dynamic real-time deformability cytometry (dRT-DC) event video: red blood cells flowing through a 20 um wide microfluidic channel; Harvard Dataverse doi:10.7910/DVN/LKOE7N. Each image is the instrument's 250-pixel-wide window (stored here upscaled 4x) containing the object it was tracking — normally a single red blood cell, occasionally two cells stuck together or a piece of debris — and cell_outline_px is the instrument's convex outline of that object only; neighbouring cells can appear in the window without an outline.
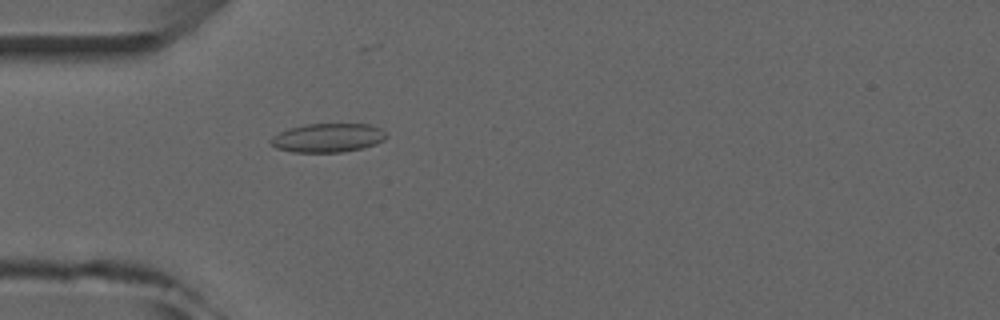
{"species": "common noctule bat (a hibernating species)", "species_latin": "Nyctalus noctula", "temperature_condition": "room temperature", "stored_images_in_passage": 5, "camera_frame_rate_fps": 3000, "um_per_image_px": 0.085, "animal": {"sex": "male", "forearm_length_mm": 52.5}, "frame": {"image": 1, "passage_image": 5, "time_ms": 4.667, "image_size_px": [1000, 320], "cell_outline_px": [[388, 136], [384, 140], [376, 144], [364, 148], [344, 152], [292, 152], [276, 148], [268, 140], [272, 136], [288, 128], [308, 124], [368, 124], [380, 128]], "centroid_in_image_um": [27.87, 11.72], "position_along_channel_um": 57.1, "area_um2": 19.54}}